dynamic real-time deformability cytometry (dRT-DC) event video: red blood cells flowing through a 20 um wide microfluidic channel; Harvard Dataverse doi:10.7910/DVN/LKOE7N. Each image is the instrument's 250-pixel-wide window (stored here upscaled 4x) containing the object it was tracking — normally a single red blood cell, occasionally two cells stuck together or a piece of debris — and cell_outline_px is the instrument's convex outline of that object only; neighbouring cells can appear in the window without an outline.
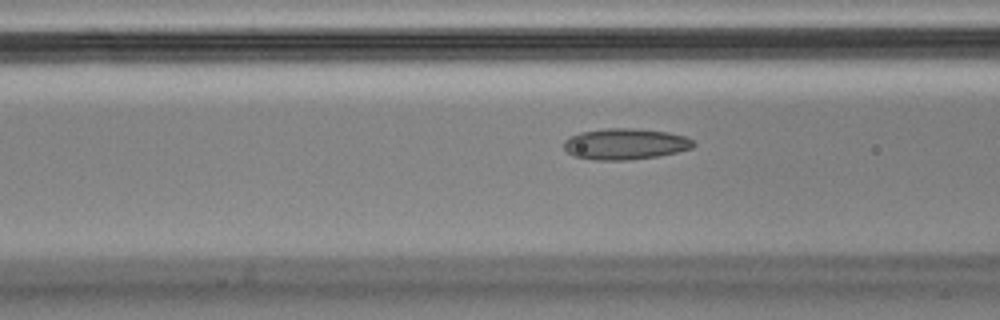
{"species": "Egyptian fruit bat (a non-hibernating species)", "species_latin": "Rousettus aegyptiacus", "temperature_condition": "cold", "stored_images_in_passage": 37, "camera_frame_rate_fps": 3000, "um_per_image_px": 0.085, "animal": {"sex": "male"}, "frame": {"image": 1, "passage_image": 16, "time_ms": 5.0, "image_size_px": [1000, 320], "cell_outline_px": [[696, 144], [692, 148], [660, 156], [628, 160], [596, 160], [572, 156], [564, 148], [564, 140], [580, 132], [608, 128], [628, 128], [668, 132], [684, 136], [692, 140]], "centroid_in_image_um": [53.14, 12.25], "position_along_channel_um": 113.5, "area_um2": 23.41}}
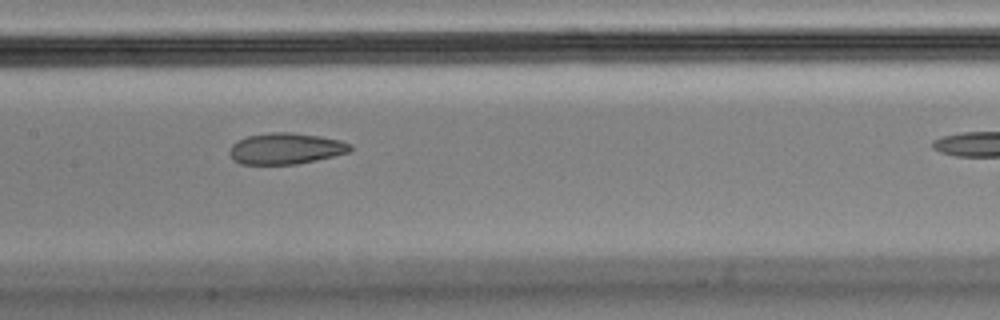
{"frame": {"image": 2, "passage_image": 22, "time_ms": 7.0, "image_size_px": [1000, 320], "cell_outline_px": [[352, 148], [348, 152], [316, 160], [296, 164], [240, 164], [232, 160], [232, 144], [236, 140], [248, 136], [272, 132], [292, 132], [320, 136], [340, 140], [352, 144]], "centroid_in_image_um": [24.3, 12.62], "position_along_channel_um": 183.1, "area_um2": 21.79}}
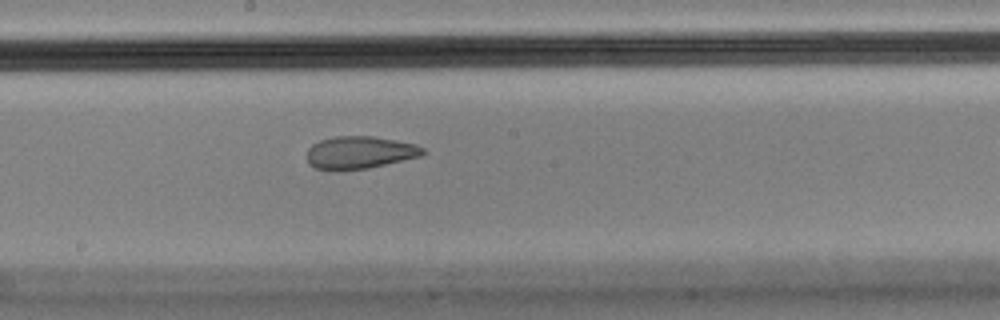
{"frame": {"image": 3, "passage_image": 25, "time_ms": 8.0, "image_size_px": [1000, 320], "cell_outline_px": [[424, 152], [420, 156], [368, 168], [316, 168], [308, 164], [308, 148], [312, 144], [320, 140], [336, 136], [372, 136], [396, 140], [416, 144], [424, 148]], "centroid_in_image_um": [30.59, 12.92], "position_along_channel_um": 217.6, "area_um2": 21.39}}